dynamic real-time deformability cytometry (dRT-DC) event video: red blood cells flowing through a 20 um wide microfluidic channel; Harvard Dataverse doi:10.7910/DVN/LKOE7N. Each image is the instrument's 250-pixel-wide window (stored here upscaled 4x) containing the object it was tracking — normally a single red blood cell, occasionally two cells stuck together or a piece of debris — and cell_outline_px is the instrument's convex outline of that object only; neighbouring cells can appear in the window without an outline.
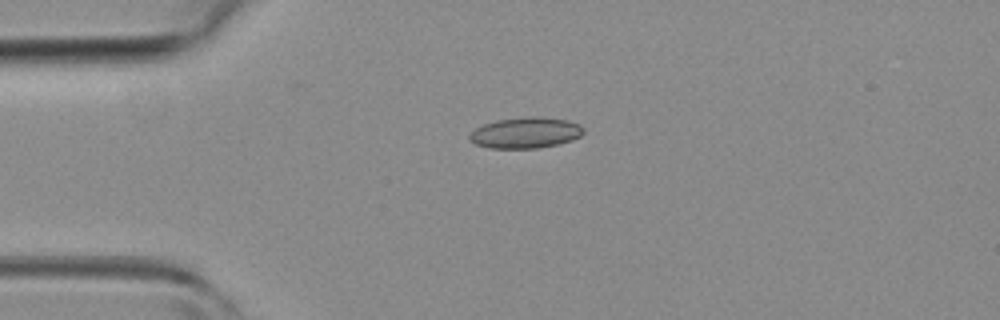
{"species": "common noctule bat (a hibernating species)", "species_latin": "Nyctalus noctula", "temperature_condition": "room temperature", "stored_images_in_passage": 2, "camera_frame_rate_fps": 3000, "um_per_image_px": 0.085, "animal": {"sex": "female", "body_mass_g": 19.3, "forearm_length_mm": 54.1}, "frame": {"image": 1, "passage_image": 1, "time_ms": 0.0, "image_size_px": [1000, 320], "cell_outline_px": [[584, 132], [580, 136], [572, 140], [556, 144], [536, 148], [488, 148], [476, 144], [468, 140], [468, 136], [476, 128], [484, 124], [496, 120], [528, 116], [544, 116], [568, 120], [580, 124], [584, 128]], "centroid_in_image_um": [44.68, 11.27], "position_along_channel_um": 40.3, "area_um2": 20.69}}